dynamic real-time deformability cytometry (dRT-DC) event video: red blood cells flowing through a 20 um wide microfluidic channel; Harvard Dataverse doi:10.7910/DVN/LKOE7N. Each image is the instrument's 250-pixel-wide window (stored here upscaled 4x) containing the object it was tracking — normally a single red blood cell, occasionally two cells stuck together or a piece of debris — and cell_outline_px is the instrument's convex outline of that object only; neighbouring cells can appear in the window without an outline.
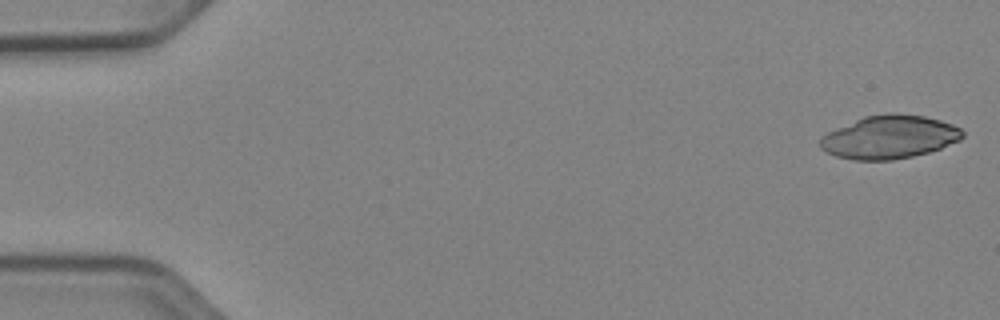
{"species": "Egyptian fruit bat (a non-hibernating species)", "species_latin": "Rousettus aegyptiacus", "temperature_condition": "cold", "stored_images_in_passage": 51, "camera_frame_rate_fps": 3000, "um_per_image_px": 0.085, "animal": {"sex": "female"}, "frame": {"image": 1, "passage_image": 1, "time_ms": 0.0, "image_size_px": [1000, 320], "cell_outline_px": [[964, 136], [960, 140], [940, 148], [928, 152], [912, 156], [892, 160], [852, 160], [836, 156], [820, 148], [820, 136], [828, 132], [864, 116], [892, 112], [924, 116], [940, 120], [952, 124], [960, 128], [964, 132]], "centroid_in_image_um": [75.6, 11.65], "position_along_channel_um": 9.4, "area_um2": 35.84}}